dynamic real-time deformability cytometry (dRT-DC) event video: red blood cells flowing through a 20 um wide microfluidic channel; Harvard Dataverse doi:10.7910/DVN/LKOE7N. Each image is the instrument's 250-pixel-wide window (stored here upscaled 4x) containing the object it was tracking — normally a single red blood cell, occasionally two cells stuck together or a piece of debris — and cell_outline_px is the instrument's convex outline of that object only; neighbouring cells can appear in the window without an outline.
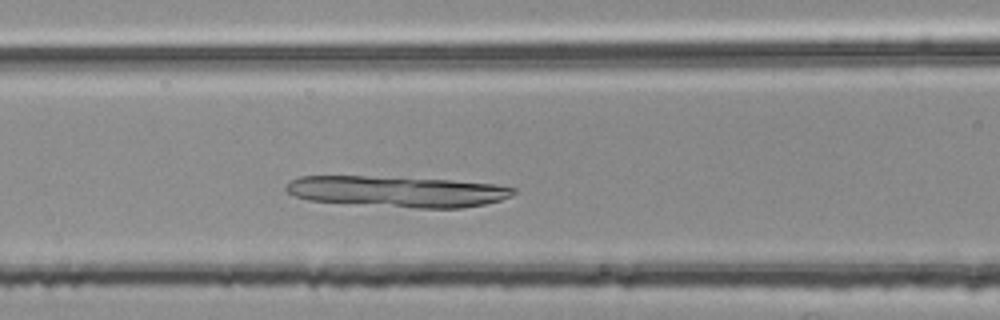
{"species": "common noctule bat (a hibernating species)", "species_latin": "Nyctalus noctula", "temperature_condition": "room temperature", "stored_images_in_passage": 38, "camera_frame_rate_fps": 3000, "um_per_image_px": 0.085, "animal": {"sex": "female", "body_mass_g": 25.1}, "frame": {"image": 1, "passage_image": 12, "time_ms": 3.667, "image_size_px": [1000, 320], "cell_outline_px": [[516, 192], [512, 196], [500, 200], [484, 204], [460, 208], [416, 208], [308, 200], [296, 196], [288, 192], [284, 188], [292, 180], [300, 176], [368, 176], [448, 180], [496, 184], [516, 188]], "centroid_in_image_um": [33.81, 16.27], "position_along_channel_um": 132.8, "area_um2": 40.75}}
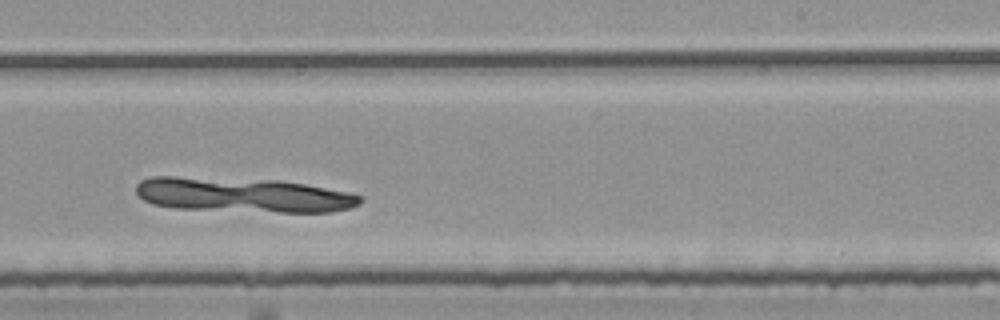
{"frame": {"image": 2, "passage_image": 23, "time_ms": 7.333, "image_size_px": [1000, 320], "cell_outline_px": [[364, 200], [360, 204], [352, 208], [332, 212], [280, 212], [176, 208], [152, 204], [144, 200], [136, 192], [136, 184], [140, 180], [148, 176], [172, 176], [280, 180], [304, 184], [348, 192], [360, 196]], "centroid_in_image_um": [20.65, 16.56], "position_along_channel_um": 268.4, "area_um2": 45.43}}
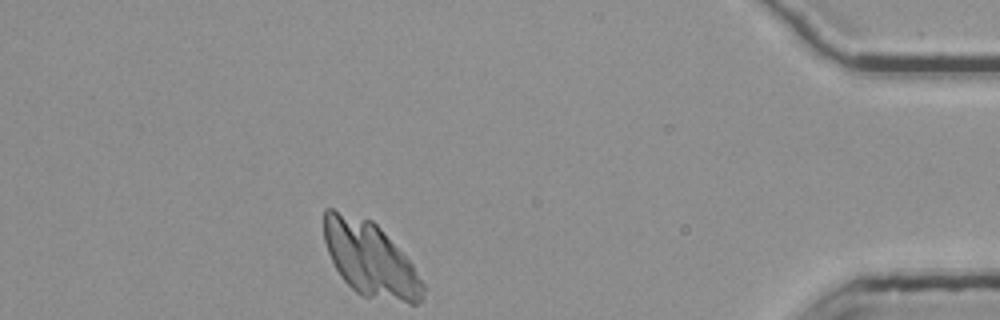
{"frame": {"image": 3, "passage_image": 38, "time_ms": 12.333, "image_size_px": [1000, 320], "cell_outline_px": [[424, 300], [416, 304], [408, 304], [364, 296], [356, 292], [340, 276], [328, 252], [324, 240], [324, 208], [332, 208], [372, 220], [380, 228], [412, 264], [424, 284]], "centroid_in_image_um": [31.46, 22.04], "position_along_channel_um": 403.7, "area_um2": 42.77}}